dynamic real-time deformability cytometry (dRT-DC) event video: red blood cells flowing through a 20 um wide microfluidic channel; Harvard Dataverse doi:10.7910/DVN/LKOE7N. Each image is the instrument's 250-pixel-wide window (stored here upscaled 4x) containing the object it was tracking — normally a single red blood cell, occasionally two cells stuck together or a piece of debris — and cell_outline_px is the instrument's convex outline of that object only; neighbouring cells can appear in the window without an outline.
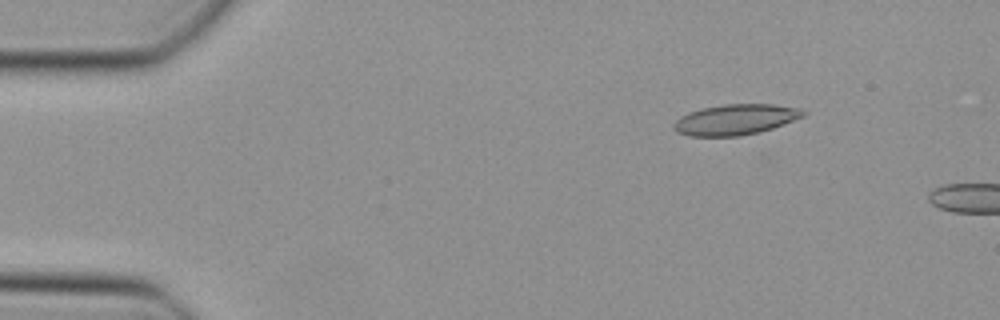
{"species": "Egyptian fruit bat (a non-hibernating species)", "species_latin": "Rousettus aegyptiacus", "temperature_condition": "cold", "stored_images_in_passage": 14, "camera_frame_rate_fps": 3000, "um_per_image_px": 0.085, "animal": {"sex": "female"}, "frame": {"image": 1, "passage_image": 7, "time_ms": 2.0, "image_size_px": [1000, 320], "cell_outline_px": [[808, 112], [804, 116], [784, 124], [760, 132], [740, 136], [688, 136], [676, 132], [672, 128], [672, 124], [680, 116], [688, 112], [704, 108], [724, 104], [772, 104], [800, 108]], "centroid_in_image_um": [62.5, 10.17], "position_along_channel_um": 22.5, "area_um2": 23.24}}